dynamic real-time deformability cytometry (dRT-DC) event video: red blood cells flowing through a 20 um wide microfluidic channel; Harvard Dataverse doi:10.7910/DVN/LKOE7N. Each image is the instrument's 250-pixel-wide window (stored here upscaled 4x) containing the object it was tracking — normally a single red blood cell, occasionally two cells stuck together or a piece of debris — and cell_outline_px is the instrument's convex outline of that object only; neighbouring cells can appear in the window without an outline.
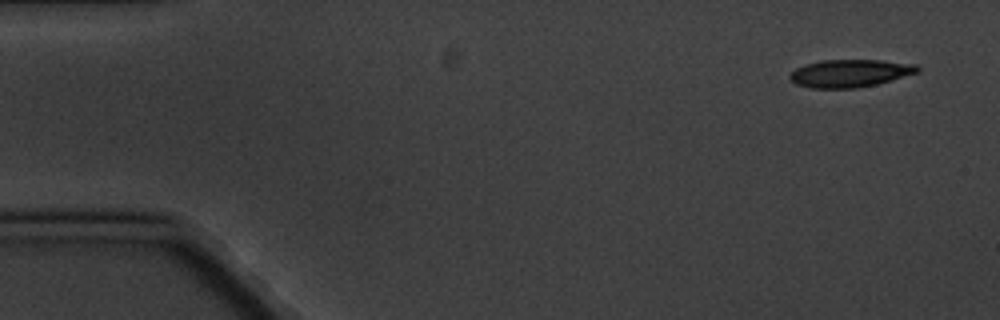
{"species": "common noctule bat (a hibernating species)", "species_latin": "Nyctalus noctula", "temperature_condition": "cold", "stored_images_in_passage": 5, "camera_frame_rate_fps": 3000, "um_per_image_px": 0.085, "animal": {"sex": "male", "body_mass_g": 20.1, "forearm_length_mm": 53.5}, "frame": {"image": 1, "passage_image": 1, "time_ms": 0.0, "image_size_px": [1000, 320], "cell_outline_px": [[920, 72], [876, 84], [856, 88], [812, 88], [796, 84], [788, 76], [796, 68], [820, 60], [880, 60], [916, 64], [920, 68]], "centroid_in_image_um": [72.27, 6.22], "position_along_channel_um": 12.7, "area_um2": 20.46}}
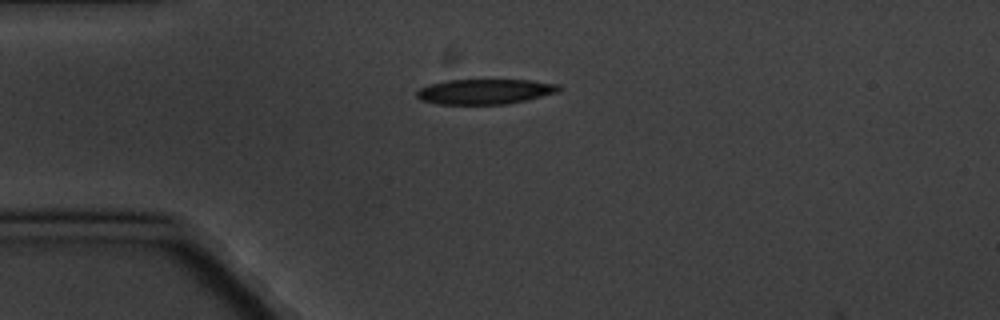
{"frame": {"image": 2, "passage_image": 4, "time_ms": 3.667, "image_size_px": [1000, 320], "cell_outline_px": [[560, 92], [508, 104], [436, 104], [420, 100], [416, 96], [416, 92], [420, 88], [432, 84], [448, 80], [532, 80], [560, 84]], "centroid_in_image_um": [41.25, 7.78], "position_along_channel_um": 43.8, "area_um2": 20.87}}